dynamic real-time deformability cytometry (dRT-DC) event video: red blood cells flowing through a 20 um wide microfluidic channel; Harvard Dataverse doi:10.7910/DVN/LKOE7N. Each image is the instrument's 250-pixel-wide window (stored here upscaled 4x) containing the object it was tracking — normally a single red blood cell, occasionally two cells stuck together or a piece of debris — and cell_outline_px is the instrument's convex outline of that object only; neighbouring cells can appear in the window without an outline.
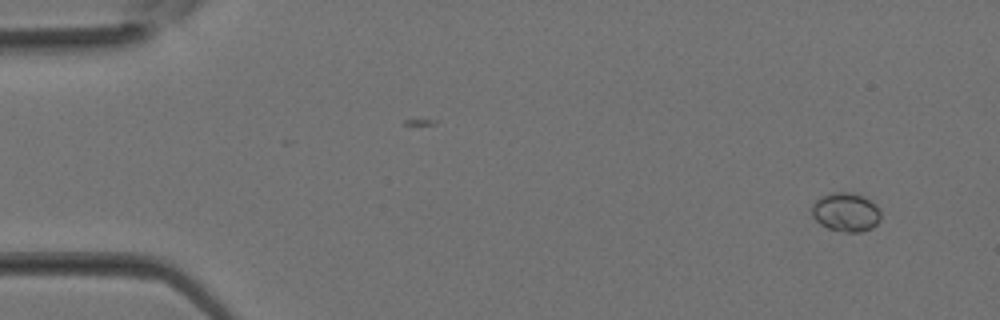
{"species": "Egyptian fruit bat (a non-hibernating species)", "species_latin": "Rousettus aegyptiacus", "temperature_condition": "room temperature", "stored_images_in_passage": 33, "camera_frame_rate_fps": 3000, "um_per_image_px": 0.085, "animal": {"sex": "female"}, "frame": {"image": 1, "passage_image": 1, "time_ms": 0.0, "image_size_px": [1000, 320], "cell_outline_px": [[880, 220], [872, 228], [860, 232], [844, 232], [828, 228], [820, 224], [812, 216], [812, 204], [820, 196], [832, 192], [852, 192], [864, 196], [872, 200], [880, 208]], "centroid_in_image_um": [71.91, 18.01], "position_along_channel_um": 13.1, "area_um2": 15.9}}